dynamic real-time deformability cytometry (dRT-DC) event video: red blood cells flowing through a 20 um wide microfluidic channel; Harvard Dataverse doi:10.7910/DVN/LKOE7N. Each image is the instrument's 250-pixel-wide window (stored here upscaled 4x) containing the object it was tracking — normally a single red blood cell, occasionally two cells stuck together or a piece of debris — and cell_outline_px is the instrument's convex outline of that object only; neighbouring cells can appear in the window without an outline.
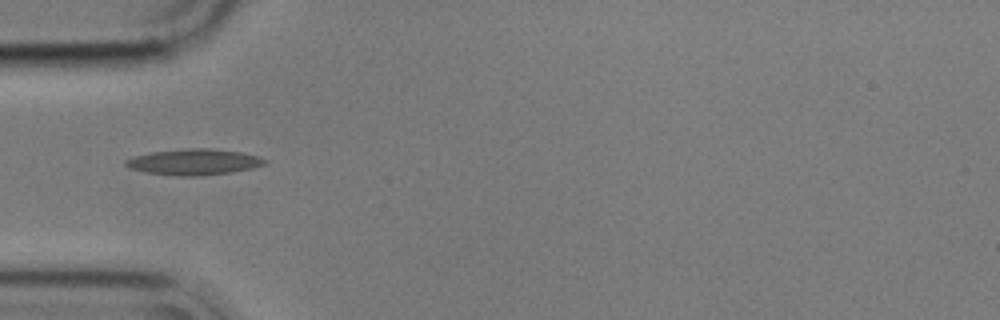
{"species": "common noctule bat (a hibernating species)", "species_latin": "Nyctalus noctula", "temperature_condition": "cold", "stored_images_in_passage": 39, "camera_frame_rate_fps": 3000, "um_per_image_px": 0.085, "animal": {"sex": "male", "body_mass_g": 17.9}, "frame": {"image": 1, "passage_image": 1, "time_ms": 0.0, "image_size_px": [1000, 320], "cell_outline_px": [[268, 164], [252, 168], [232, 172], [192, 176], [180, 176], [148, 172], [128, 168], [124, 164], [124, 160], [136, 156], [152, 152], [188, 148], [208, 148], [240, 152], [260, 156], [268, 160]], "centroid_in_image_um": [16.53, 13.76], "position_along_channel_um": 68.5, "area_um2": 20.92}}
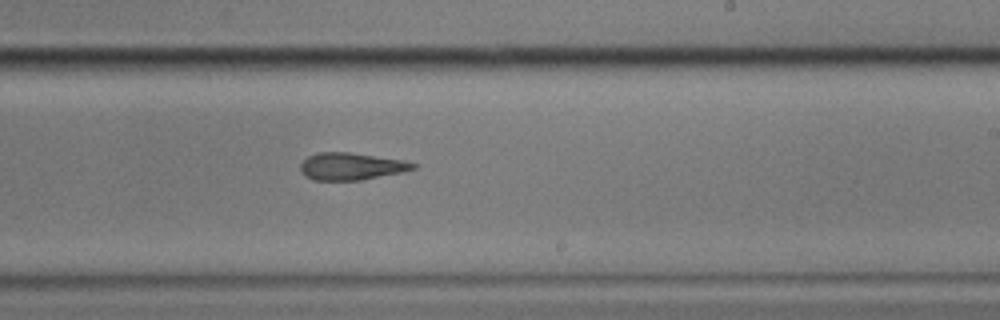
{"frame": {"image": 2, "passage_image": 17, "time_ms": 5.333, "image_size_px": [1000, 320], "cell_outline_px": [[416, 168], [404, 172], [360, 180], [312, 180], [304, 176], [300, 172], [300, 164], [308, 156], [316, 152], [348, 152], [404, 160], [416, 164]], "centroid_in_image_um": [29.82, 14.14], "position_along_channel_um": 259.2, "area_um2": 17.98}}
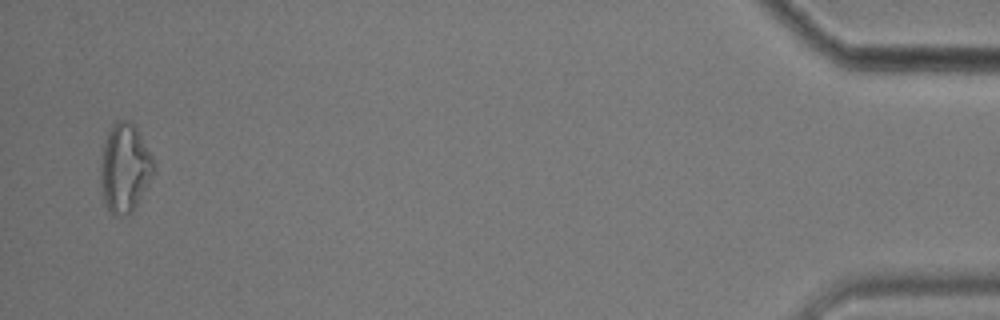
{"frame": {"image": 3, "passage_image": 38, "time_ms": 12.333, "image_size_px": [1000, 320], "cell_outline_px": [[156, 168], [136, 208], [128, 216], [112, 216], [108, 212], [104, 204], [100, 180], [100, 168], [104, 140], [112, 124], [116, 120], [128, 120], [136, 128], [152, 156], [156, 164]], "centroid_in_image_um": [10.59, 14.34], "position_along_channel_um": 424.6, "area_um2": 27.92}, "authors_computed_cell_mechanics": {"area_um2": 18.7272, "velocity_mm_per_s": 3.5689, "shape_relaxation_time_tau1_ms": null, "shape_relaxation_time_tau2_ms": 4.4386, "deformation_change_tau1": null, "deformation_change_tau2": 0.1365}}